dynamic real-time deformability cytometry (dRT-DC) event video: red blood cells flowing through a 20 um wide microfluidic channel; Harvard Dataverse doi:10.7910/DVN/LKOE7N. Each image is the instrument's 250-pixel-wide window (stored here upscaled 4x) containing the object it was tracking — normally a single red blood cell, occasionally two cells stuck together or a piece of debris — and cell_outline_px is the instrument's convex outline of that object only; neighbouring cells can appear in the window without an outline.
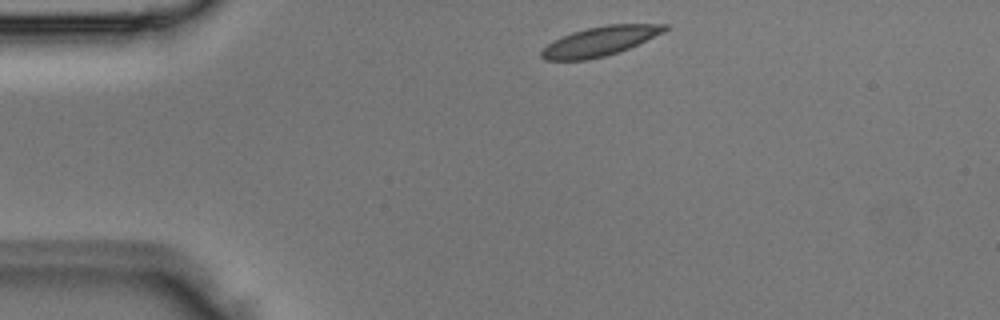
{"species": "Egyptian fruit bat (a non-hibernating species)", "species_latin": "Rousettus aegyptiacus", "temperature_condition": "room temperature", "stored_images_in_passage": 3, "camera_frame_rate_fps": 3000, "um_per_image_px": 0.085, "animal": {"sex": "male"}, "frame": {"image": 1, "passage_image": 1, "time_ms": 0.0, "image_size_px": [1000, 320], "cell_outline_px": [[668, 28], [664, 32], [628, 48], [604, 56], [588, 60], [544, 60], [540, 56], [540, 52], [552, 40], [572, 32], [588, 28], [608, 24], [668, 24]], "centroid_in_image_um": [50.96, 3.5], "position_along_channel_um": 34.0, "area_um2": 20.92}}
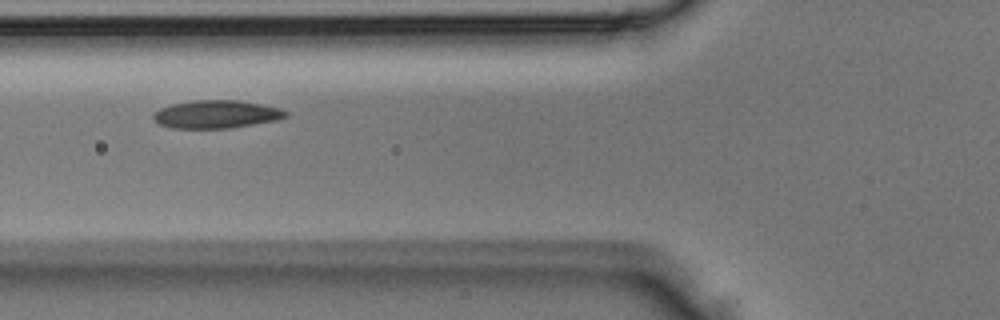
{"frame": {"image": 2, "passage_image": 3, "time_ms": 0.667, "image_size_px": [1000, 320], "cell_outline_px": [[288, 116], [276, 120], [228, 128], [172, 128], [160, 124], [152, 116], [160, 108], [172, 104], [192, 100], [240, 100], [280, 108], [288, 112]], "centroid_in_image_um": [18.4, 9.7], "position_along_channel_um": 107.4, "area_um2": 21.39}}